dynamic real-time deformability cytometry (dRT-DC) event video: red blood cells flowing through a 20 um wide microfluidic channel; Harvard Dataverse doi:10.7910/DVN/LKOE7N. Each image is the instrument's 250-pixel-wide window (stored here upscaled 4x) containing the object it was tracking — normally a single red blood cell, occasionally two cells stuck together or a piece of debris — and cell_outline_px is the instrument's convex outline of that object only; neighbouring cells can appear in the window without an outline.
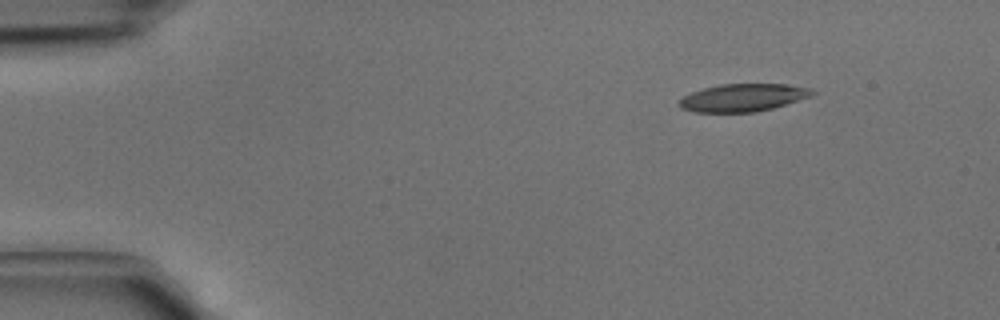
{"species": "common noctule bat (a hibernating species)", "species_latin": "Nyctalus noctula", "temperature_condition": "cold", "stored_images_in_passage": 3, "camera_frame_rate_fps": 3000, "um_per_image_px": 0.085, "animal": {"sex": "male", "body_mass_g": 15.6}, "frame": {"image": 1, "passage_image": 1, "time_ms": 0.0, "image_size_px": [1000, 320], "cell_outline_px": [[816, 92], [812, 96], [772, 108], [756, 112], [692, 112], [680, 108], [676, 104], [684, 96], [692, 92], [704, 88], [720, 84], [788, 84], [812, 88]], "centroid_in_image_um": [63.15, 8.3], "position_along_channel_um": 21.8, "area_um2": 21.56}}
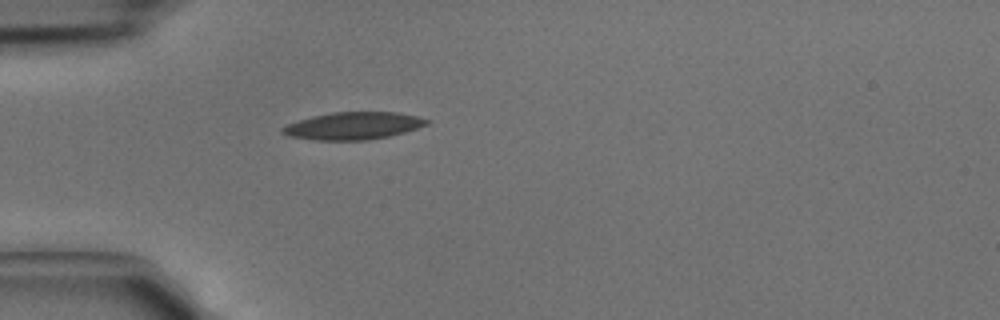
{"frame": {"image": 2, "passage_image": 3, "time_ms": 0.667, "image_size_px": [1000, 320], "cell_outline_px": [[432, 120], [428, 124], [404, 132], [388, 136], [368, 140], [316, 140], [288, 136], [280, 132], [280, 128], [288, 124], [312, 116], [332, 112], [396, 112], [416, 116]], "centroid_in_image_um": [30.01, 10.69], "position_along_channel_um": 55.0, "area_um2": 22.95}}